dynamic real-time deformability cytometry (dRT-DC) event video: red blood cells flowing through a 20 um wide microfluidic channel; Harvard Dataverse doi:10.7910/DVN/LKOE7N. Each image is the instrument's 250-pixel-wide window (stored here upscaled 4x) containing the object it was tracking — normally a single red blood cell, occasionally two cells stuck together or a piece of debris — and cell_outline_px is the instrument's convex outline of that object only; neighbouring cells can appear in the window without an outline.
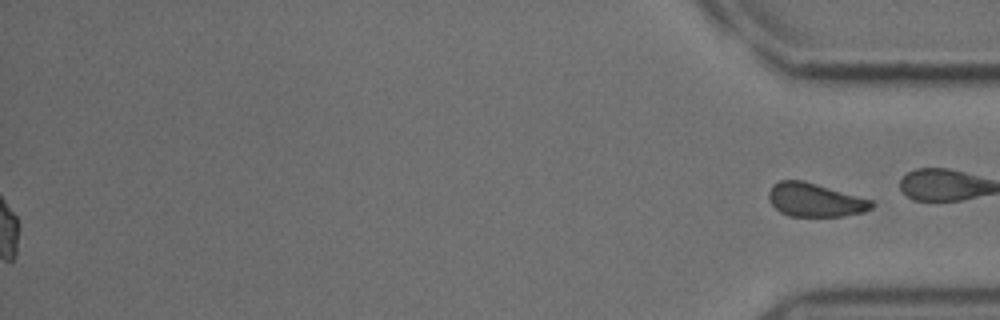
{"species": "common noctule bat (a hibernating species)", "species_latin": "Nyctalus noctula", "temperature_condition": "cold", "stored_images_in_passage": 56, "segment_of_instrument_passage": [2, 2], "camera_frame_rate_fps": 3000, "um_per_image_px": 0.085, "animal": {"sex": "male", "body_mass_g": 18.8}, "frame": {"image": 1, "passage_image": 56, "time_ms": 18.333, "image_size_px": [1000, 320], "cell_outline_px": [[876, 204], [872, 208], [864, 212], [844, 216], [792, 216], [780, 212], [772, 204], [768, 196], [768, 192], [772, 184], [780, 180], [804, 180], [872, 200]], "centroid_in_image_um": [69.28, 16.99], "position_along_channel_um": 365.9, "area_um2": 20.17}}